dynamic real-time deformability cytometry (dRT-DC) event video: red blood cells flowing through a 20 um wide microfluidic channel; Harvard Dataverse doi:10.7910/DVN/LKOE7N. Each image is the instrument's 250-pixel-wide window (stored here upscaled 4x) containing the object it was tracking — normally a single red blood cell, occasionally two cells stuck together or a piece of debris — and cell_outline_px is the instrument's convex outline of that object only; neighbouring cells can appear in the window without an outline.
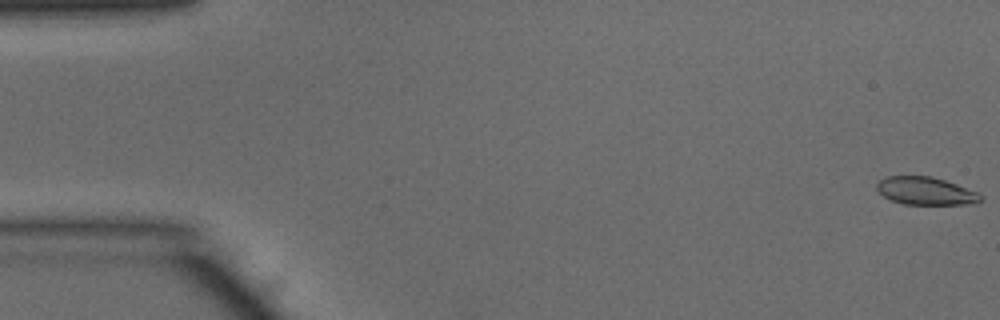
{"species": "common noctule bat (a hibernating species)", "species_latin": "Nyctalus noctula", "temperature_condition": "warm", "stored_images_in_passage": 50, "camera_frame_rate_fps": 3000, "um_per_image_px": 0.085, "animal": {"sex": "male", "body_mass_g": 15.6}, "frame": {"image": 1, "passage_image": 1, "time_ms": 0.0, "image_size_px": [1000, 320], "cell_outline_px": [[984, 200], [964, 204], [904, 204], [892, 200], [884, 196], [876, 188], [876, 184], [880, 180], [888, 176], [932, 176], [956, 184], [976, 192], [984, 196]], "centroid_in_image_um": [78.68, 16.23], "position_along_channel_um": 6.3, "area_um2": 16.59}}
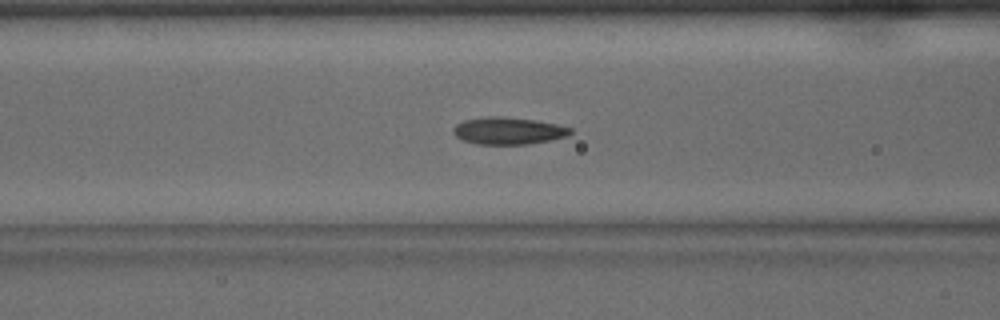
{"frame": {"image": 2, "passage_image": 20, "time_ms": 6.333, "image_size_px": [1000, 320], "cell_outline_px": [[572, 132], [568, 136], [552, 140], [528, 144], [476, 144], [464, 140], [456, 136], [452, 132], [452, 128], [456, 124], [464, 120], [488, 116], [500, 116], [536, 120], [556, 124], [572, 128]], "centroid_in_image_um": [43.21, 11.11], "position_along_channel_um": 123.4, "area_um2": 18.61}}
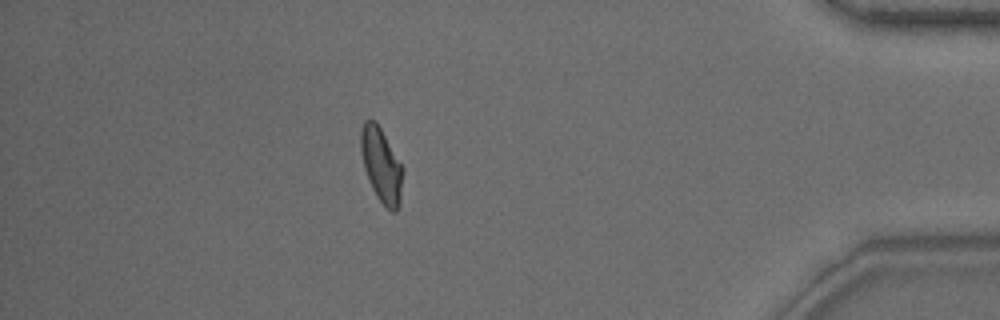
{"frame": {"image": 3, "passage_image": 44, "time_ms": 14.333, "image_size_px": [1000, 320], "cell_outline_px": [[404, 172], [400, 204], [396, 212], [392, 212], [376, 196], [372, 188], [364, 168], [360, 148], [360, 132], [364, 120], [376, 120], [404, 168]], "centroid_in_image_um": [32.43, 14.03], "position_along_channel_um": 402.8, "area_um2": 18.38}, "authors_computed_cell_mechanics": {"area_um2": 18.2937, "velocity_mm_per_s": 4.0652, "shape_relaxation_time_tau1_ms": 4.682, "shape_relaxation_time_tau2_ms": 1.9091, "deformation_change_tau1": 0.1602, "deformation_change_tau2": 0.0818}}